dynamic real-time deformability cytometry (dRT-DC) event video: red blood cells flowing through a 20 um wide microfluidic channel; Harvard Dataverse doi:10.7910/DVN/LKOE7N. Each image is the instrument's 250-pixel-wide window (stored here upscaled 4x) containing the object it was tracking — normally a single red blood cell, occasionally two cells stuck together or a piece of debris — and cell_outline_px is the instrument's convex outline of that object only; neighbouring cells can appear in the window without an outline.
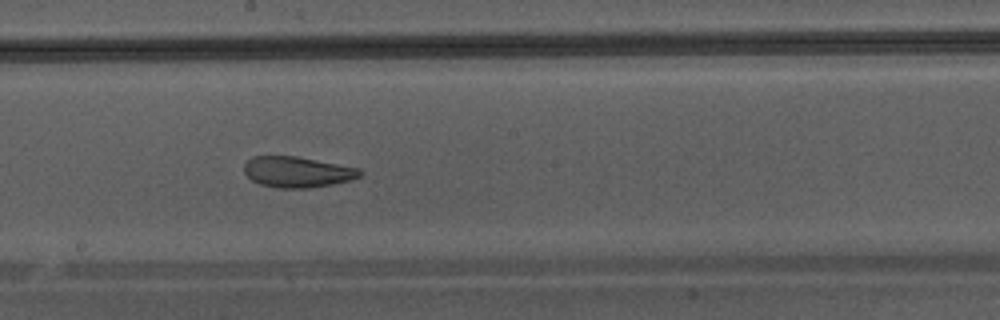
{"species": "Egyptian fruit bat (a non-hibernating species)", "species_latin": "Rousettus aegyptiacus", "temperature_condition": "warm", "stored_images_in_passage": 48, "camera_frame_rate_fps": 3000, "um_per_image_px": 0.085, "animal": {"sex": "male"}, "frame": {"image": 1, "passage_image": 28, "time_ms": 9.0, "image_size_px": [1000, 320], "cell_outline_px": [[360, 176], [348, 180], [332, 184], [308, 188], [276, 188], [260, 184], [252, 180], [244, 172], [244, 164], [252, 156], [296, 156], [360, 168]], "centroid_in_image_um": [25.23, 14.61], "position_along_channel_um": 223.0, "area_um2": 20.63}}